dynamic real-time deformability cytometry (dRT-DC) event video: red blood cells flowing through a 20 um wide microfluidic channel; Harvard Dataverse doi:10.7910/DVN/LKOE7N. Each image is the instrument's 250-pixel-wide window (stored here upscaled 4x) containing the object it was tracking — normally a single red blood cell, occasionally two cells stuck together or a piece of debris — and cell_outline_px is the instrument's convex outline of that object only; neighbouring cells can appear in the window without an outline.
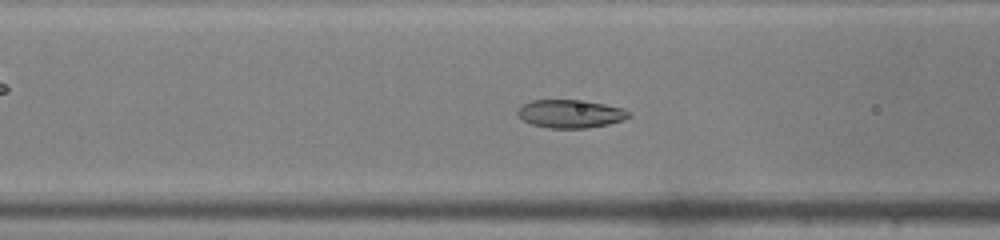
{"species": "common noctule bat (a hibernating species)", "species_latin": "Nyctalus noctula", "temperature_condition": "warm", "stored_images_in_passage": 47, "camera_frame_rate_fps": 3000, "um_per_image_px": 0.085, "animal": {"sex": "male", "body_mass_g": 19.0, "forearm_length_mm": 50.8}, "frame": {"image": 1, "passage_image": 19, "time_ms": 6.0, "image_size_px": [1000, 240], "cell_outline_px": [[632, 116], [624, 120], [608, 124], [588, 128], [548, 128], [532, 124], [524, 120], [516, 112], [524, 104], [532, 100], [576, 100], [604, 104], [624, 108], [632, 112]], "centroid_in_image_um": [48.55, 9.68], "position_along_channel_um": 118.0, "area_um2": 18.21}}
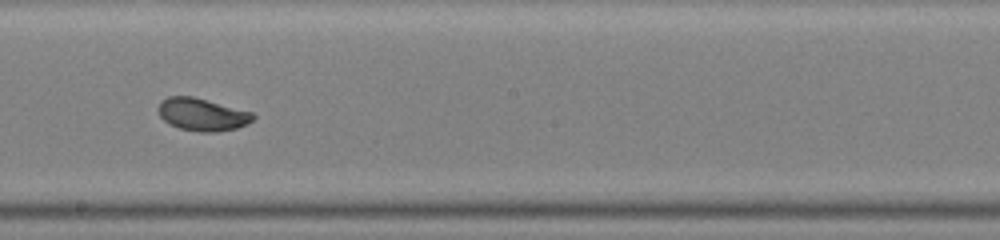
{"frame": {"image": 2, "passage_image": 27, "time_ms": 8.667, "image_size_px": [1000, 240], "cell_outline_px": [[256, 116], [248, 124], [236, 128], [216, 132], [200, 132], [180, 128], [168, 124], [160, 116], [156, 108], [160, 100], [168, 96], [192, 96], [252, 112]], "centroid_in_image_um": [17.15, 9.73], "position_along_channel_um": 231.1, "area_um2": 18.09}}
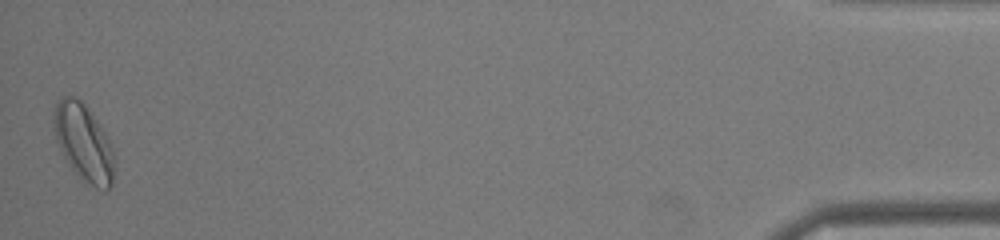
{"frame": {"image": 3, "passage_image": 47, "time_ms": 15.333, "image_size_px": [1000, 240], "cell_outline_px": [[112, 184], [108, 188], [96, 188], [80, 180], [68, 164], [56, 140], [52, 124], [56, 104], [64, 96], [72, 96], [80, 100], [84, 104], [104, 132], [112, 148]], "centroid_in_image_um": [7.06, 12.13], "position_along_channel_um": 428.1, "area_um2": 26.47}, "authors_computed_cell_mechanics": {"area_um2": 18.8428, "velocity_mm_per_s": 4.2507, "shape_relaxation_time_tau1_ms": 3.452, "shape_relaxation_time_tau2_ms": null, "deformation_change_tau1": 0.1367, "deformation_change_tau2": null}}